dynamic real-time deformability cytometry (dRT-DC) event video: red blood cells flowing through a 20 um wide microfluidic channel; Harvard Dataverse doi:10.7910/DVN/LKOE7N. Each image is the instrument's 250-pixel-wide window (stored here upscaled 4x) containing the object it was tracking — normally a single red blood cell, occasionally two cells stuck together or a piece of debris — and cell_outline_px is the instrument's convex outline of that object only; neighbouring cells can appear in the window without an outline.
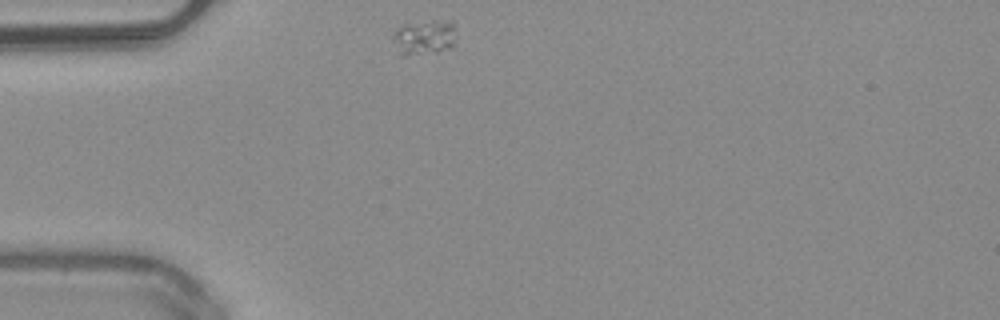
{"species": "common noctule bat (a hibernating species)", "species_latin": "Nyctalus noctula", "temperature_condition": "warm", "stored_images_in_passage": 40, "camera_frame_rate_fps": 3000, "um_per_image_px": 0.085, "animal": {"sex": "male", "body_mass_g": 20.4}, "frame": {"image": 1, "passage_image": 1, "time_ms": 0.0, "image_size_px": [1000, 320], "cell_outline_px": [[456, 44], [452, 48], [436, 52], [404, 56], [396, 56], [392, 40], [392, 36], [396, 28], [404, 24], [432, 20], [452, 20], [456, 24]], "centroid_in_image_um": [36.07, 3.18], "position_along_channel_um": 48.9, "area_um2": 13.81}}
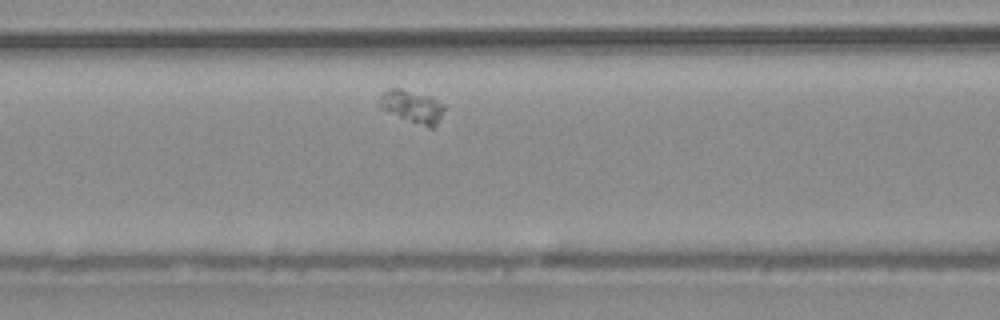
{"frame": {"image": 2, "passage_image": 9, "time_ms": 2.667, "image_size_px": [1000, 320], "cell_outline_px": [[444, 108], [436, 128], [428, 128], [388, 112], [380, 108], [380, 96], [388, 88], [400, 88], [432, 96], [444, 104]], "centroid_in_image_um": [35.07, 9.05], "position_along_channel_um": 131.5, "area_um2": 12.37}}
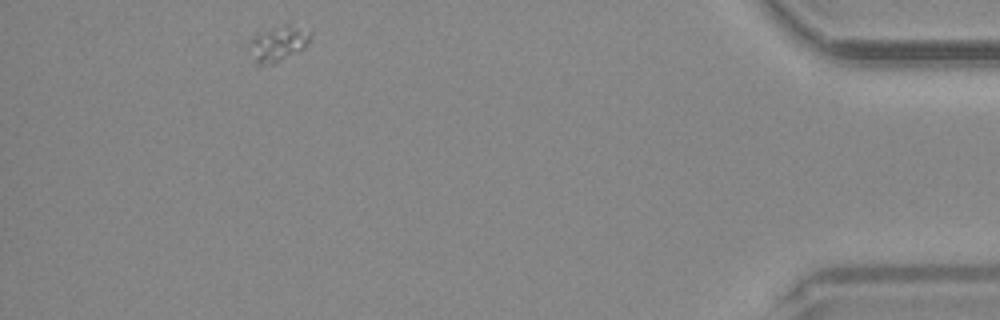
{"frame": {"image": 3, "passage_image": 36, "time_ms": 11.667, "image_size_px": [1000, 320], "cell_outline_px": [[312, 32], [308, 44], [304, 48], [272, 64], [256, 64], [252, 60], [248, 40], [260, 32], [288, 24], [312, 28]], "centroid_in_image_um": [23.67, 3.68], "position_along_channel_um": 411.5, "area_um2": 12.72}}